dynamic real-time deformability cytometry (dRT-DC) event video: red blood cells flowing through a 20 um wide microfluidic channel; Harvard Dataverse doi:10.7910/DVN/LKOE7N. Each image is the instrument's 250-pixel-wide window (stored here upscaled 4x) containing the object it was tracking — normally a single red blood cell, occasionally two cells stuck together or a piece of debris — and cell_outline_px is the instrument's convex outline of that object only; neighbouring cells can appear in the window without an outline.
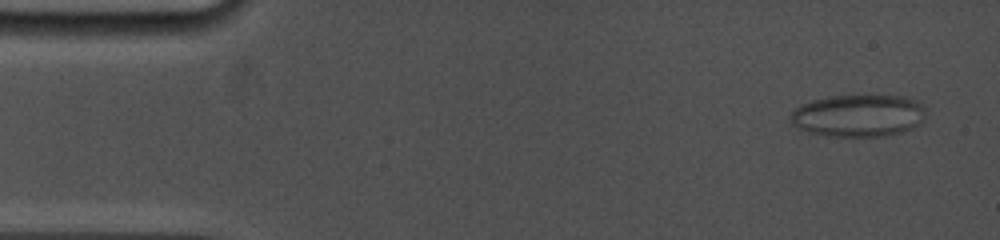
{"species": "common noctule bat (a hibernating species)", "species_latin": "Nyctalus noctula", "temperature_condition": "cold", "stored_images_in_passage": 13, "camera_frame_rate_fps": 5000, "um_per_image_px": 0.085, "animal": {"sex": "female", "body_mass_g": 19.0, "forearm_length_mm": 53.3}, "frame": {"image": 1, "passage_image": 1, "time_ms": 0.0, "image_size_px": [1000, 240], "cell_outline_px": [[924, 116], [920, 124], [912, 128], [900, 132], [880, 136], [828, 136], [808, 132], [792, 124], [792, 112], [796, 108], [812, 100], [832, 96], [904, 96], [916, 100], [924, 108]], "centroid_in_image_um": [72.98, 9.83], "position_along_channel_um": 12.0, "area_um2": 32.83}}
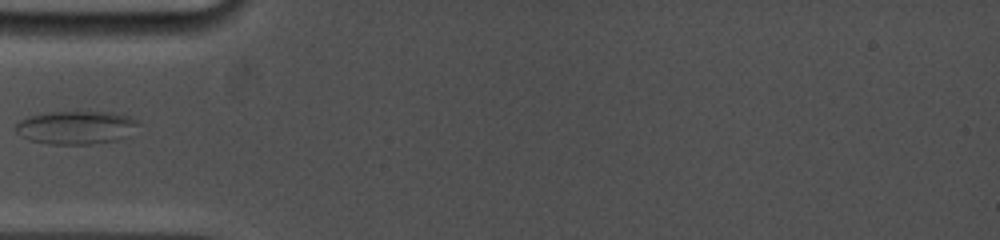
{"frame": {"image": 2, "passage_image": 8, "time_ms": 4.6, "image_size_px": [1000, 240], "cell_outline_px": [[136, 124], [128, 136], [116, 140], [92, 144], [48, 144], [28, 140], [16, 132], [12, 128], [20, 120], [28, 116], [52, 112], [112, 112], [128, 116], [136, 120]], "centroid_in_image_um": [6.39, 10.84], "position_along_channel_um": 78.6, "area_um2": 23.64}}
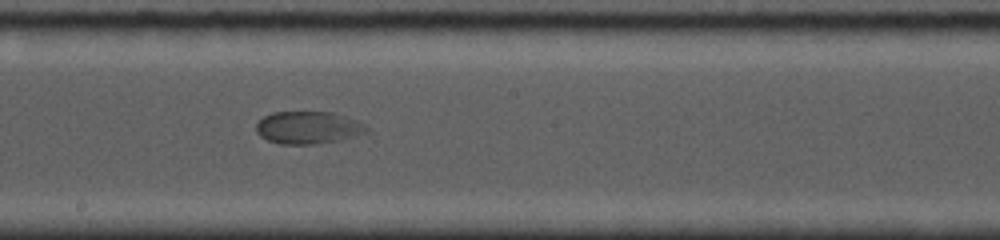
{"frame": {"image": 3, "passage_image": 13, "time_ms": 8.4, "image_size_px": [1000, 240], "cell_outline_px": [[368, 132], [340, 140], [316, 144], [280, 144], [268, 140], [260, 136], [256, 132], [256, 124], [264, 116], [272, 112], [332, 112], [368, 124]], "centroid_in_image_um": [26.2, 10.85], "position_along_channel_um": 222.0, "area_um2": 20.98}}